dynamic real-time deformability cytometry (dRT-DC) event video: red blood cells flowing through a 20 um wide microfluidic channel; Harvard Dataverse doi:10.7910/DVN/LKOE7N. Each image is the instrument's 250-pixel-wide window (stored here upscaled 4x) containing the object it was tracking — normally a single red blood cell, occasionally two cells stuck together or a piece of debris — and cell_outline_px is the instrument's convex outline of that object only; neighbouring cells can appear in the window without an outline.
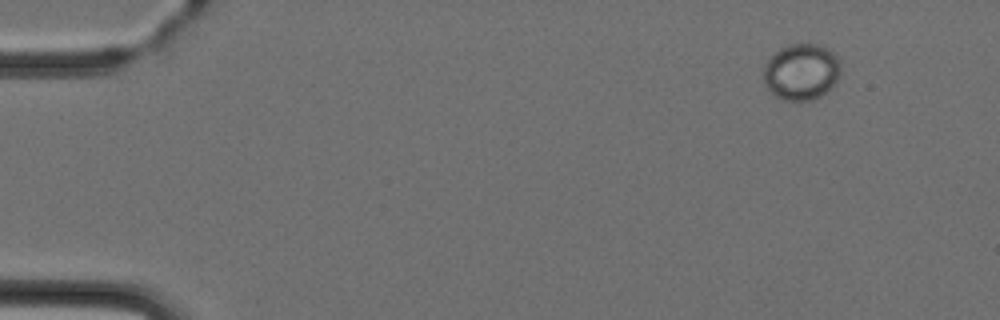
{"species": "Egyptian fruit bat (a non-hibernating species)", "species_latin": "Rousettus aegyptiacus", "temperature_condition": "cold", "stored_images_in_passage": 4, "camera_frame_rate_fps": 3000, "um_per_image_px": 0.085, "animal": {"sex": "female"}, "frame": {"image": 1, "passage_image": 1, "time_ms": 0.0, "image_size_px": [1000, 320], "cell_outline_px": [[840, 72], [836, 80], [820, 96], [812, 100], [784, 100], [776, 96], [764, 84], [764, 64], [780, 48], [792, 44], [820, 44], [828, 48], [840, 60]], "centroid_in_image_um": [68.11, 6.09], "position_along_channel_um": 16.9, "area_um2": 25.03}}